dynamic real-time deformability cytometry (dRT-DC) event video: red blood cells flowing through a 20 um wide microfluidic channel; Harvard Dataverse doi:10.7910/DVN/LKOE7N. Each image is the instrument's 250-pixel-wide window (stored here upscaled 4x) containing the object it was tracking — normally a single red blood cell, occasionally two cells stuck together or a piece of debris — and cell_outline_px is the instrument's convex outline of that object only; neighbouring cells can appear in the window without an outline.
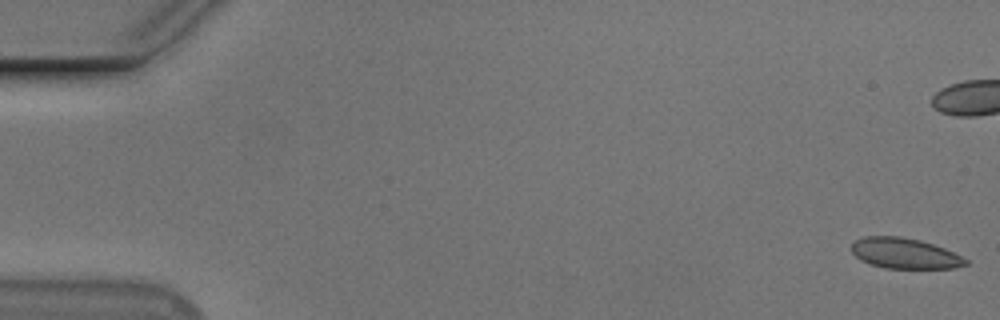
{"species": "Egyptian fruit bat (a non-hibernating species)", "species_latin": "Rousettus aegyptiacus", "temperature_condition": "cold", "stored_images_in_passage": 6, "camera_frame_rate_fps": 3000, "um_per_image_px": 0.085, "animal": {"sex": "male"}, "frame": {"image": 1, "passage_image": 1, "time_ms": 0.0, "image_size_px": [1000, 320], "cell_outline_px": [[968, 264], [956, 268], [884, 268], [860, 260], [852, 252], [852, 244], [856, 240], [864, 236], [900, 236], [920, 240], [944, 248], [968, 260]], "centroid_in_image_um": [76.89, 21.53], "position_along_channel_um": 8.1, "area_um2": 20.17}}